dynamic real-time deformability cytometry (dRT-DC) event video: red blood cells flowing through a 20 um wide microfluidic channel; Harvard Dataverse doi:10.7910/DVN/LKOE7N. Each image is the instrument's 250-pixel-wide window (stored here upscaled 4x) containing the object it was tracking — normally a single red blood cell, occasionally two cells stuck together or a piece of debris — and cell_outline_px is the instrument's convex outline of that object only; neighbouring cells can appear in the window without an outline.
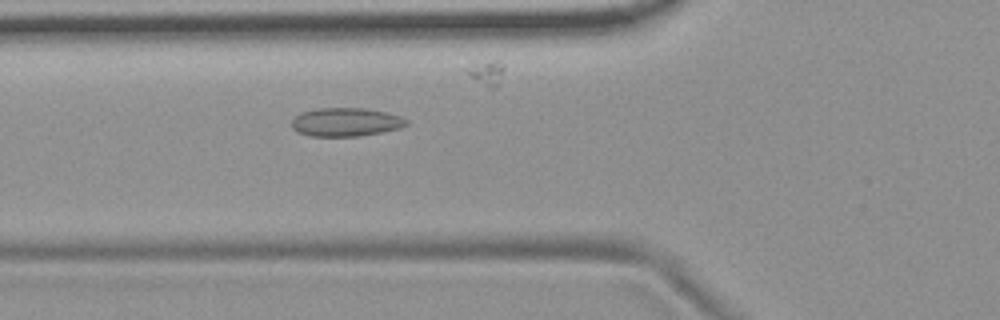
{"species": "common noctule bat (a hibernating species)", "species_latin": "Nyctalus noctula", "temperature_condition": "room temperature", "stored_images_in_passage": 46, "camera_frame_rate_fps": 3000, "um_per_image_px": 0.085, "animal": {"sex": "female", "body_mass_g": 19.9}, "frame": {"image": 1, "passage_image": 18, "time_ms": 5.667, "image_size_px": [1000, 320], "cell_outline_px": [[408, 124], [400, 128], [360, 136], [308, 136], [296, 132], [292, 128], [292, 120], [300, 112], [316, 108], [364, 108], [388, 112], [400, 116], [408, 120]], "centroid_in_image_um": [29.38, 10.37], "position_along_channel_um": 96.4, "area_um2": 19.25}}
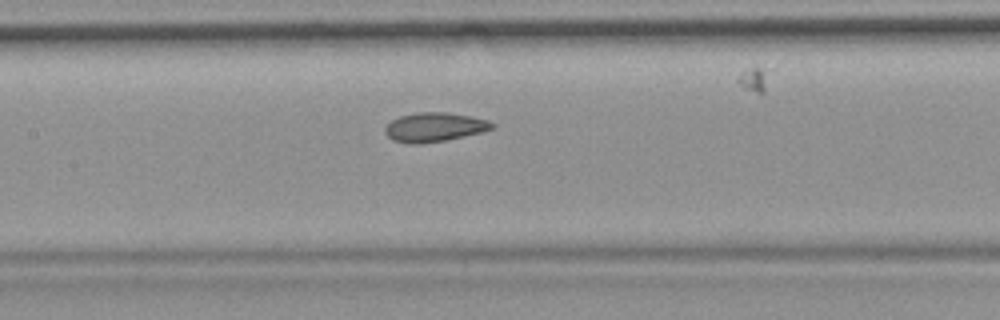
{"frame": {"image": 2, "passage_image": 24, "time_ms": 7.667, "image_size_px": [1000, 320], "cell_outline_px": [[496, 128], [484, 132], [444, 140], [416, 144], [408, 144], [392, 140], [384, 132], [384, 128], [392, 120], [400, 116], [416, 112], [448, 112], [472, 116], [488, 120], [496, 124]], "centroid_in_image_um": [36.96, 10.8], "position_along_channel_um": 170.4, "area_um2": 18.38}}
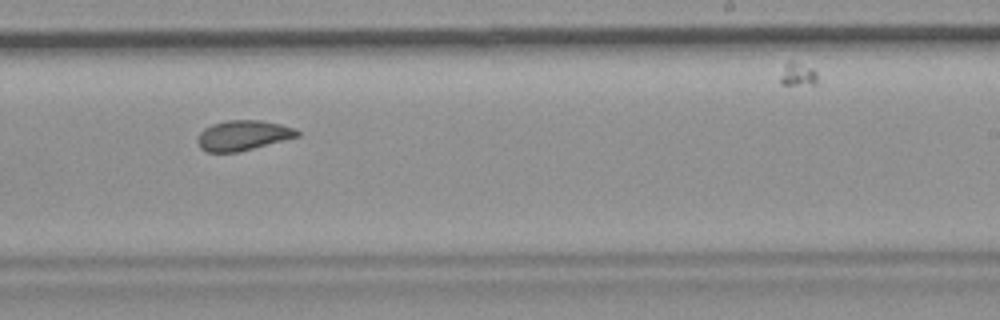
{"frame": {"image": 3, "passage_image": 32, "time_ms": 10.333, "image_size_px": [1000, 320], "cell_outline_px": [[300, 136], [236, 152], [208, 152], [200, 148], [196, 140], [200, 132], [204, 128], [212, 124], [228, 120], [260, 120], [280, 124], [296, 128], [300, 132]], "centroid_in_image_um": [20.64, 11.5], "position_along_channel_um": 268.4, "area_um2": 17.4}}